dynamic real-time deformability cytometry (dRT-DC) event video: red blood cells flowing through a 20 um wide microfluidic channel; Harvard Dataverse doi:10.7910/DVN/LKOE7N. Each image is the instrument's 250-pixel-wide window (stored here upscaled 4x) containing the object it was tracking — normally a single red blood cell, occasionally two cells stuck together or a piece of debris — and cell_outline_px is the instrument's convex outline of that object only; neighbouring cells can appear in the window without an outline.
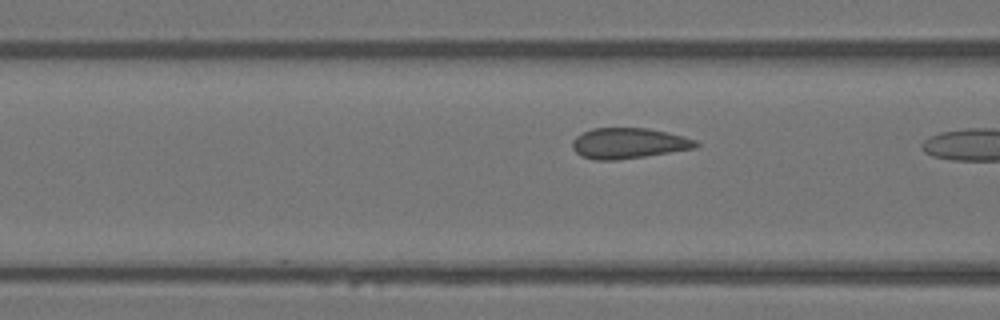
{"species": "Egyptian fruit bat (a non-hibernating species)", "species_latin": "Rousettus aegyptiacus", "temperature_condition": "warm", "stored_images_in_passage": 4, "camera_frame_rate_fps": 3000, "um_per_image_px": 0.085, "animal": {"sex": "female"}, "frame": {"image": 1, "passage_image": 4, "time_ms": 1.0, "image_size_px": [1000, 320], "cell_outline_px": [[700, 144], [696, 148], [644, 156], [616, 160], [596, 160], [580, 156], [572, 148], [572, 140], [576, 136], [592, 128], [648, 128], [684, 136], [696, 140]], "centroid_in_image_um": [53.42, 12.17], "position_along_channel_um": 113.2, "area_um2": 22.02}}